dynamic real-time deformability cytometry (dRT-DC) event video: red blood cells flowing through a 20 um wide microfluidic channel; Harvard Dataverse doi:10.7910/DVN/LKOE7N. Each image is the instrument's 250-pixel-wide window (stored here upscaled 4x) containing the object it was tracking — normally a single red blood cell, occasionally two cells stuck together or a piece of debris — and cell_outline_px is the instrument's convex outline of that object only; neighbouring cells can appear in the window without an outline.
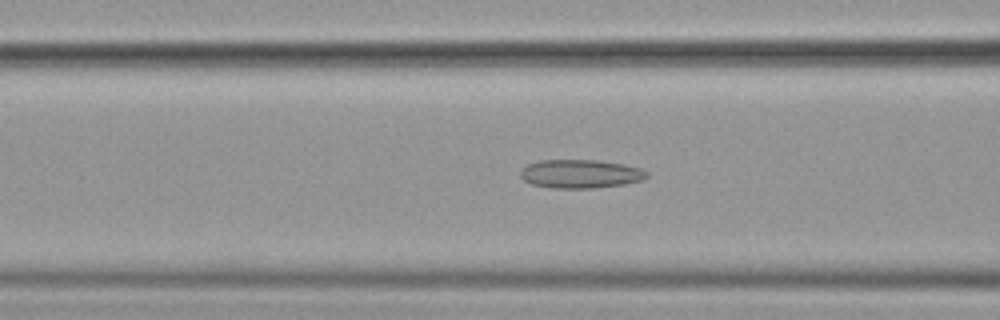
{"species": "common noctule bat (a hibernating species)", "species_latin": "Nyctalus noctula", "temperature_condition": "cold", "stored_images_in_passage": 56, "camera_frame_rate_fps": 3000, "um_per_image_px": 0.085, "animal": {"sex": "female", "body_mass_g": 19.9}, "frame": {"image": 1, "passage_image": 23, "time_ms": 7.333, "image_size_px": [1000, 320], "cell_outline_px": [[648, 176], [644, 180], [624, 184], [592, 188], [552, 188], [532, 184], [524, 180], [520, 176], [520, 168], [528, 164], [540, 160], [596, 160], [624, 164], [640, 168], [648, 172]], "centroid_in_image_um": [49.33, 14.77], "position_along_channel_um": 117.3, "area_um2": 21.15}}
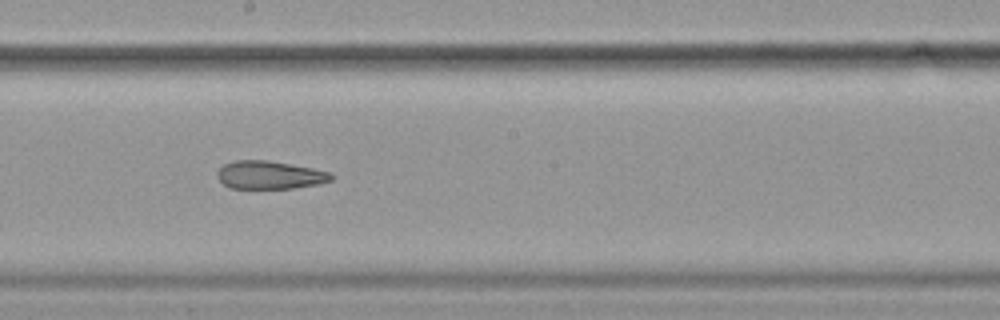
{"frame": {"image": 2, "passage_image": 32, "time_ms": 10.333, "image_size_px": [1000, 320], "cell_outline_px": [[336, 176], [332, 180], [320, 184], [296, 188], [232, 188], [224, 184], [216, 176], [216, 172], [224, 164], [236, 160], [268, 160], [312, 168], [332, 172]], "centroid_in_image_um": [22.97, 14.87], "position_along_channel_um": 225.2, "area_um2": 18.79}}
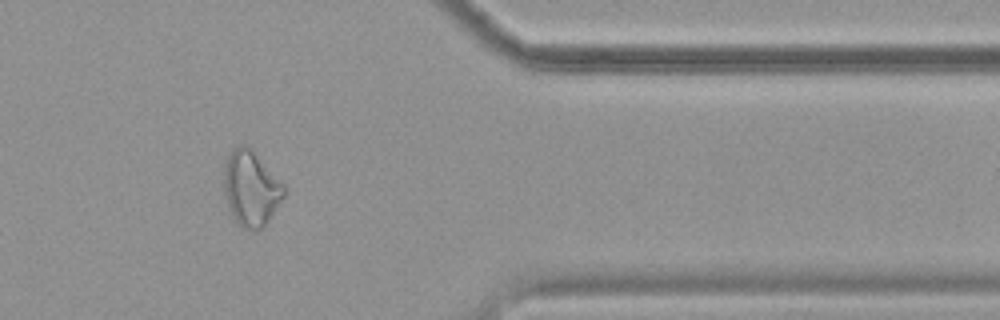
{"frame": {"image": 3, "passage_image": 47, "time_ms": 15.333, "image_size_px": [1000, 320], "cell_outline_px": [[284, 196], [268, 220], [260, 228], [244, 228], [232, 220], [224, 188], [224, 164], [232, 148], [236, 144], [248, 144], [252, 148], [284, 184]], "centroid_in_image_um": [21.31, 15.94], "position_along_channel_um": 390.1, "area_um2": 26.24}, "authors_computed_cell_mechanics": {"area_um2": 23.2934, "velocity_mm_per_s": 3.6077, "shape_relaxation_time_tau1_ms": null, "shape_relaxation_time_tau2_ms": 7.3687, "deformation_change_tau1": null, "deformation_change_tau2": 0.1782}}